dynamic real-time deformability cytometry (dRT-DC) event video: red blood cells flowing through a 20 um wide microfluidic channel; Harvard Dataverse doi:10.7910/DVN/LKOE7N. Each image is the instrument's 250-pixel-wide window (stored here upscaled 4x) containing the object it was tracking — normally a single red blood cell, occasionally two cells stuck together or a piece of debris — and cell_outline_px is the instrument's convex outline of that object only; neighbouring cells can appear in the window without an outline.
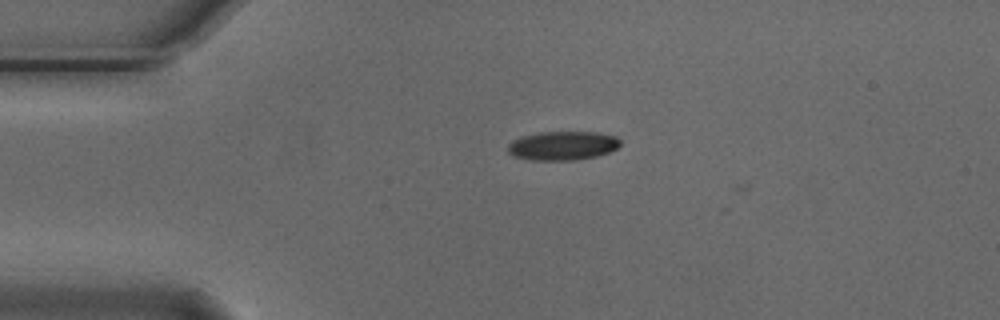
{"species": "Egyptian fruit bat (a non-hibernating species)", "species_latin": "Rousettus aegyptiacus", "temperature_condition": "cold", "stored_images_in_passage": 2, "camera_frame_rate_fps": 3000, "um_per_image_px": 0.085, "animal": {"sex": "male"}, "frame": {"image": 1, "passage_image": 1, "time_ms": 0.0, "image_size_px": [1000, 320], "cell_outline_px": [[620, 144], [616, 148], [608, 152], [596, 156], [576, 160], [532, 160], [512, 156], [508, 152], [508, 144], [512, 140], [520, 136], [540, 132], [596, 132], [616, 136], [620, 140]], "centroid_in_image_um": [47.79, 12.38], "position_along_channel_um": 37.2, "area_um2": 19.02}}